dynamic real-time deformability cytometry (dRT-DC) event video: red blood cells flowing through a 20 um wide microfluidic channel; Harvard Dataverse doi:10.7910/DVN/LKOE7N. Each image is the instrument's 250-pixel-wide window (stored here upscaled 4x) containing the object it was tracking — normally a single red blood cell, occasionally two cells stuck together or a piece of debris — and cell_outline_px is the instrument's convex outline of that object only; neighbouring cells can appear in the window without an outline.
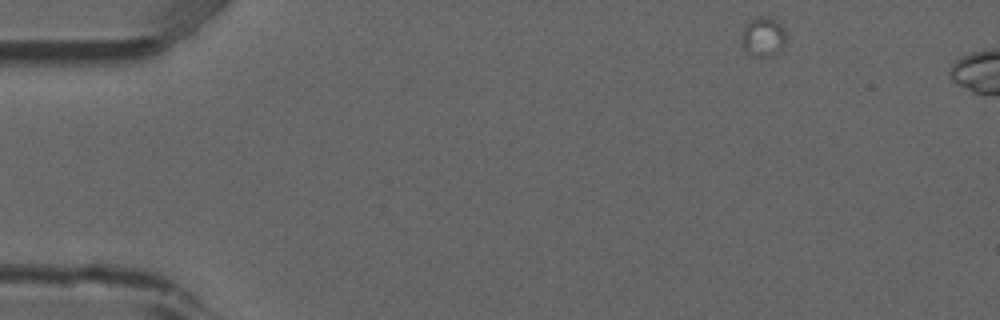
{"species": "common noctule bat (a hibernating species)", "species_latin": "Nyctalus noctula", "temperature_condition": "room temperature", "stored_images_in_passage": 3, "camera_frame_rate_fps": 3000, "um_per_image_px": 0.085, "animal": {"sex": "male", "forearm_length_mm": 52.5}, "frame": {"image": 1, "passage_image": 1, "time_ms": 0.0, "image_size_px": [1000, 320], "cell_outline_px": [[788, 36], [780, 52], [764, 56], [752, 56], [744, 52], [740, 48], [740, 36], [744, 24], [756, 16], [768, 16], [776, 20], [784, 28]], "centroid_in_image_um": [64.82, 3.12], "position_along_channel_um": 20.2, "area_um2": 10.87}}